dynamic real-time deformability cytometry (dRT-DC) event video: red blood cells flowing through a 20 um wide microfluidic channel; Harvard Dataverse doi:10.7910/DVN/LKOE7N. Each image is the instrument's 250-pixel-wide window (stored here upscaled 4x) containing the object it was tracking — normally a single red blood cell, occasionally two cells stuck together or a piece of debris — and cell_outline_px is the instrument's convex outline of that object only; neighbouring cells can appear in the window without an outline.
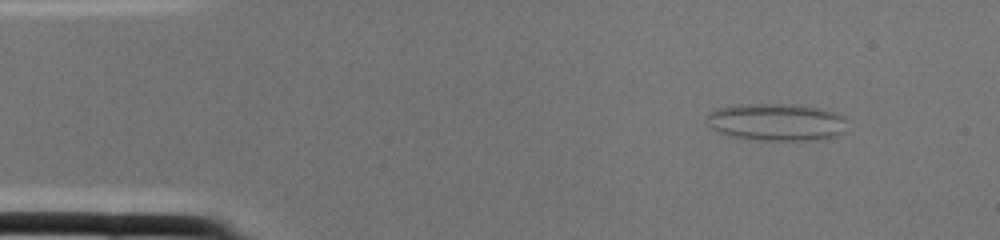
{"species": "common noctule bat (a hibernating species)", "species_latin": "Nyctalus noctula", "temperature_condition": "cold", "stored_images_in_passage": 1, "camera_frame_rate_fps": 3000, "um_per_image_px": 0.085, "animal": {"sex": "female", "body_mass_g": 22.0, "forearm_length_mm": 56.7}, "frame": {"image": 1, "passage_image": 1, "time_ms": 0.0, "image_size_px": [1000, 240], "cell_outline_px": [[844, 132], [836, 136], [812, 140], [760, 140], [728, 136], [716, 132], [708, 128], [704, 120], [704, 116], [708, 112], [716, 108], [740, 104], [792, 104], [820, 108], [836, 112], [844, 116]], "centroid_in_image_um": [65.89, 10.37], "position_along_channel_um": 19.1, "area_um2": 31.04}}